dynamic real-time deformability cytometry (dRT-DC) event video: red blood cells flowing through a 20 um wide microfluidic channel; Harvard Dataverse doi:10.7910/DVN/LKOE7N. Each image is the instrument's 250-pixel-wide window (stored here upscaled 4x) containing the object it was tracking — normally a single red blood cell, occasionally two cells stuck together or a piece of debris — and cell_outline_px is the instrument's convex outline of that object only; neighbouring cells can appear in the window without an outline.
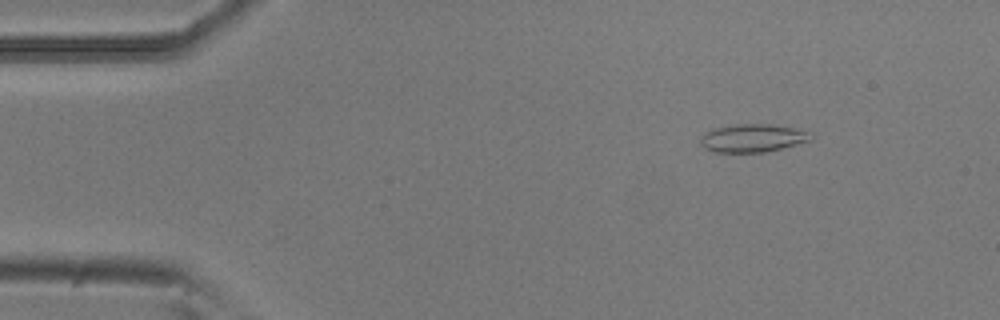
{"species": "common noctule bat (a hibernating species)", "species_latin": "Nyctalus noctula", "temperature_condition": "room temperature", "stored_images_in_passage": 4, "camera_frame_rate_fps": 3000, "um_per_image_px": 0.085, "animal": {"sex": "male", "body_mass_g": 20.5, "forearm_length_mm": 52.5}, "frame": {"image": 1, "passage_image": 2, "time_ms": 0.333, "image_size_px": [1000, 320], "cell_outline_px": [[812, 140], [768, 152], [716, 152], [704, 148], [700, 144], [700, 140], [704, 132], [712, 128], [736, 124], [772, 124], [796, 128], [812, 136]], "centroid_in_image_um": [63.93, 11.73], "position_along_channel_um": 21.1, "area_um2": 18.09}}